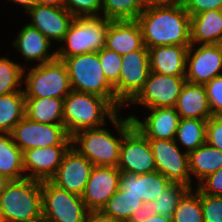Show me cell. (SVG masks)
<instances>
[{"label": "cell", "instance_id": "6da1fadb", "mask_svg": "<svg viewBox=\"0 0 222 222\" xmlns=\"http://www.w3.org/2000/svg\"><path fill=\"white\" fill-rule=\"evenodd\" d=\"M144 46L191 45L190 15L183 4L149 5L138 16Z\"/></svg>", "mask_w": 222, "mask_h": 222}, {"label": "cell", "instance_id": "7a4b0ae2", "mask_svg": "<svg viewBox=\"0 0 222 222\" xmlns=\"http://www.w3.org/2000/svg\"><path fill=\"white\" fill-rule=\"evenodd\" d=\"M118 137L105 126L85 129L72 136V147L85 156L94 166L117 167L124 135L134 126L132 119L123 118L120 112L110 120Z\"/></svg>", "mask_w": 222, "mask_h": 222}, {"label": "cell", "instance_id": "3957f363", "mask_svg": "<svg viewBox=\"0 0 222 222\" xmlns=\"http://www.w3.org/2000/svg\"><path fill=\"white\" fill-rule=\"evenodd\" d=\"M118 113L106 98L75 90L63 101V125L70 137L81 130L105 126L106 119L111 120Z\"/></svg>", "mask_w": 222, "mask_h": 222}, {"label": "cell", "instance_id": "277c9868", "mask_svg": "<svg viewBox=\"0 0 222 222\" xmlns=\"http://www.w3.org/2000/svg\"><path fill=\"white\" fill-rule=\"evenodd\" d=\"M2 222H34L42 218V182L11 180L0 194Z\"/></svg>", "mask_w": 222, "mask_h": 222}, {"label": "cell", "instance_id": "5b68a950", "mask_svg": "<svg viewBox=\"0 0 222 222\" xmlns=\"http://www.w3.org/2000/svg\"><path fill=\"white\" fill-rule=\"evenodd\" d=\"M58 59L66 65L72 90L106 98L116 108L115 90L106 79L98 52Z\"/></svg>", "mask_w": 222, "mask_h": 222}, {"label": "cell", "instance_id": "8992f818", "mask_svg": "<svg viewBox=\"0 0 222 222\" xmlns=\"http://www.w3.org/2000/svg\"><path fill=\"white\" fill-rule=\"evenodd\" d=\"M24 68L23 92L25 98L64 99L71 91L68 70L65 63L56 58L53 61Z\"/></svg>", "mask_w": 222, "mask_h": 222}, {"label": "cell", "instance_id": "52a82bcc", "mask_svg": "<svg viewBox=\"0 0 222 222\" xmlns=\"http://www.w3.org/2000/svg\"><path fill=\"white\" fill-rule=\"evenodd\" d=\"M109 20L103 16L74 18L60 47L57 58L98 52L105 47Z\"/></svg>", "mask_w": 222, "mask_h": 222}, {"label": "cell", "instance_id": "ba28073f", "mask_svg": "<svg viewBox=\"0 0 222 222\" xmlns=\"http://www.w3.org/2000/svg\"><path fill=\"white\" fill-rule=\"evenodd\" d=\"M119 82L114 86L116 109H124L143 89L150 72L149 52L143 46L140 50L122 55Z\"/></svg>", "mask_w": 222, "mask_h": 222}, {"label": "cell", "instance_id": "9c48e42d", "mask_svg": "<svg viewBox=\"0 0 222 222\" xmlns=\"http://www.w3.org/2000/svg\"><path fill=\"white\" fill-rule=\"evenodd\" d=\"M88 212L80 195L42 181V218L47 222H86Z\"/></svg>", "mask_w": 222, "mask_h": 222}, {"label": "cell", "instance_id": "30bf717a", "mask_svg": "<svg viewBox=\"0 0 222 222\" xmlns=\"http://www.w3.org/2000/svg\"><path fill=\"white\" fill-rule=\"evenodd\" d=\"M11 137L22 152L50 146H72V137L64 125L43 124L26 116L13 128Z\"/></svg>", "mask_w": 222, "mask_h": 222}, {"label": "cell", "instance_id": "8fae6325", "mask_svg": "<svg viewBox=\"0 0 222 222\" xmlns=\"http://www.w3.org/2000/svg\"><path fill=\"white\" fill-rule=\"evenodd\" d=\"M156 171L164 175L172 184H181L189 189L194 187L189 172L188 153L175 140L148 139Z\"/></svg>", "mask_w": 222, "mask_h": 222}, {"label": "cell", "instance_id": "7c38bea8", "mask_svg": "<svg viewBox=\"0 0 222 222\" xmlns=\"http://www.w3.org/2000/svg\"><path fill=\"white\" fill-rule=\"evenodd\" d=\"M185 82V76H169L150 71L143 89L127 107L132 104L144 106L145 109L175 107Z\"/></svg>", "mask_w": 222, "mask_h": 222}, {"label": "cell", "instance_id": "4fadbf2b", "mask_svg": "<svg viewBox=\"0 0 222 222\" xmlns=\"http://www.w3.org/2000/svg\"><path fill=\"white\" fill-rule=\"evenodd\" d=\"M222 75V44H191L186 58L185 79L205 84Z\"/></svg>", "mask_w": 222, "mask_h": 222}, {"label": "cell", "instance_id": "5bb4252c", "mask_svg": "<svg viewBox=\"0 0 222 222\" xmlns=\"http://www.w3.org/2000/svg\"><path fill=\"white\" fill-rule=\"evenodd\" d=\"M117 168L120 172L133 174L156 171L148 138L134 126L123 137Z\"/></svg>", "mask_w": 222, "mask_h": 222}, {"label": "cell", "instance_id": "9a60e30c", "mask_svg": "<svg viewBox=\"0 0 222 222\" xmlns=\"http://www.w3.org/2000/svg\"><path fill=\"white\" fill-rule=\"evenodd\" d=\"M93 167L85 156L71 146L49 181L60 189L81 196Z\"/></svg>", "mask_w": 222, "mask_h": 222}, {"label": "cell", "instance_id": "2e32d148", "mask_svg": "<svg viewBox=\"0 0 222 222\" xmlns=\"http://www.w3.org/2000/svg\"><path fill=\"white\" fill-rule=\"evenodd\" d=\"M121 172L117 167L94 166L81 195L88 211H101L120 187Z\"/></svg>", "mask_w": 222, "mask_h": 222}, {"label": "cell", "instance_id": "e0dca14e", "mask_svg": "<svg viewBox=\"0 0 222 222\" xmlns=\"http://www.w3.org/2000/svg\"><path fill=\"white\" fill-rule=\"evenodd\" d=\"M30 26L37 28L51 43H61L74 16L65 7L37 4L26 12Z\"/></svg>", "mask_w": 222, "mask_h": 222}, {"label": "cell", "instance_id": "ac0fdd59", "mask_svg": "<svg viewBox=\"0 0 222 222\" xmlns=\"http://www.w3.org/2000/svg\"><path fill=\"white\" fill-rule=\"evenodd\" d=\"M71 146H50L28 149L23 152L25 178L49 181L60 166Z\"/></svg>", "mask_w": 222, "mask_h": 222}, {"label": "cell", "instance_id": "d6986e66", "mask_svg": "<svg viewBox=\"0 0 222 222\" xmlns=\"http://www.w3.org/2000/svg\"><path fill=\"white\" fill-rule=\"evenodd\" d=\"M147 116L140 120L135 114L128 115L148 139L175 140L180 116L174 107L150 108Z\"/></svg>", "mask_w": 222, "mask_h": 222}, {"label": "cell", "instance_id": "ffe728a7", "mask_svg": "<svg viewBox=\"0 0 222 222\" xmlns=\"http://www.w3.org/2000/svg\"><path fill=\"white\" fill-rule=\"evenodd\" d=\"M12 45L23 56V60L44 64L57 58V52L50 50L52 43L37 29L26 23L18 31ZM50 50V51H49Z\"/></svg>", "mask_w": 222, "mask_h": 222}, {"label": "cell", "instance_id": "44dd1931", "mask_svg": "<svg viewBox=\"0 0 222 222\" xmlns=\"http://www.w3.org/2000/svg\"><path fill=\"white\" fill-rule=\"evenodd\" d=\"M170 184L171 182L158 171L146 174H120V188L125 194L137 195L143 202H153Z\"/></svg>", "mask_w": 222, "mask_h": 222}, {"label": "cell", "instance_id": "7402d4cb", "mask_svg": "<svg viewBox=\"0 0 222 222\" xmlns=\"http://www.w3.org/2000/svg\"><path fill=\"white\" fill-rule=\"evenodd\" d=\"M143 46L142 30L137 20H109L105 48L124 55Z\"/></svg>", "mask_w": 222, "mask_h": 222}, {"label": "cell", "instance_id": "603a6c76", "mask_svg": "<svg viewBox=\"0 0 222 222\" xmlns=\"http://www.w3.org/2000/svg\"><path fill=\"white\" fill-rule=\"evenodd\" d=\"M150 71L169 76H185L187 46L167 45L148 48Z\"/></svg>", "mask_w": 222, "mask_h": 222}, {"label": "cell", "instance_id": "cb8c5ba5", "mask_svg": "<svg viewBox=\"0 0 222 222\" xmlns=\"http://www.w3.org/2000/svg\"><path fill=\"white\" fill-rule=\"evenodd\" d=\"M180 119L208 120L212 116L203 84L185 82L175 104Z\"/></svg>", "mask_w": 222, "mask_h": 222}, {"label": "cell", "instance_id": "d4e9b609", "mask_svg": "<svg viewBox=\"0 0 222 222\" xmlns=\"http://www.w3.org/2000/svg\"><path fill=\"white\" fill-rule=\"evenodd\" d=\"M191 44H222V10L190 16Z\"/></svg>", "mask_w": 222, "mask_h": 222}, {"label": "cell", "instance_id": "484cf974", "mask_svg": "<svg viewBox=\"0 0 222 222\" xmlns=\"http://www.w3.org/2000/svg\"><path fill=\"white\" fill-rule=\"evenodd\" d=\"M191 182L195 187L208 175L222 168V152L207 142L188 154ZM192 176L195 178L193 179Z\"/></svg>", "mask_w": 222, "mask_h": 222}, {"label": "cell", "instance_id": "4316f807", "mask_svg": "<svg viewBox=\"0 0 222 222\" xmlns=\"http://www.w3.org/2000/svg\"><path fill=\"white\" fill-rule=\"evenodd\" d=\"M63 101L60 98H25V116L43 124L63 125Z\"/></svg>", "mask_w": 222, "mask_h": 222}, {"label": "cell", "instance_id": "83f0119b", "mask_svg": "<svg viewBox=\"0 0 222 222\" xmlns=\"http://www.w3.org/2000/svg\"><path fill=\"white\" fill-rule=\"evenodd\" d=\"M0 174L10 180L25 178L23 152L15 145L11 134L8 133H0Z\"/></svg>", "mask_w": 222, "mask_h": 222}, {"label": "cell", "instance_id": "f1b7e54d", "mask_svg": "<svg viewBox=\"0 0 222 222\" xmlns=\"http://www.w3.org/2000/svg\"><path fill=\"white\" fill-rule=\"evenodd\" d=\"M25 117V95L23 91L0 96V133L10 134Z\"/></svg>", "mask_w": 222, "mask_h": 222}, {"label": "cell", "instance_id": "f546056e", "mask_svg": "<svg viewBox=\"0 0 222 222\" xmlns=\"http://www.w3.org/2000/svg\"><path fill=\"white\" fill-rule=\"evenodd\" d=\"M206 120L180 119L175 142L186 153L196 150L206 142Z\"/></svg>", "mask_w": 222, "mask_h": 222}, {"label": "cell", "instance_id": "4dcf8cb0", "mask_svg": "<svg viewBox=\"0 0 222 222\" xmlns=\"http://www.w3.org/2000/svg\"><path fill=\"white\" fill-rule=\"evenodd\" d=\"M146 0H102L101 16L108 20H137Z\"/></svg>", "mask_w": 222, "mask_h": 222}, {"label": "cell", "instance_id": "1f68e13d", "mask_svg": "<svg viewBox=\"0 0 222 222\" xmlns=\"http://www.w3.org/2000/svg\"><path fill=\"white\" fill-rule=\"evenodd\" d=\"M142 204L143 201L140 197L133 194H125L119 187L101 211L121 222H127L132 213Z\"/></svg>", "mask_w": 222, "mask_h": 222}, {"label": "cell", "instance_id": "d6a6232c", "mask_svg": "<svg viewBox=\"0 0 222 222\" xmlns=\"http://www.w3.org/2000/svg\"><path fill=\"white\" fill-rule=\"evenodd\" d=\"M172 222H204L200 190L189 189L178 201Z\"/></svg>", "mask_w": 222, "mask_h": 222}, {"label": "cell", "instance_id": "836d02e7", "mask_svg": "<svg viewBox=\"0 0 222 222\" xmlns=\"http://www.w3.org/2000/svg\"><path fill=\"white\" fill-rule=\"evenodd\" d=\"M27 66L12 61L7 56L0 57V96L23 91V72Z\"/></svg>", "mask_w": 222, "mask_h": 222}, {"label": "cell", "instance_id": "e575fe53", "mask_svg": "<svg viewBox=\"0 0 222 222\" xmlns=\"http://www.w3.org/2000/svg\"><path fill=\"white\" fill-rule=\"evenodd\" d=\"M188 190V187L181 184L171 183L157 199L151 202L152 214H160L172 218L178 201Z\"/></svg>", "mask_w": 222, "mask_h": 222}, {"label": "cell", "instance_id": "d590c367", "mask_svg": "<svg viewBox=\"0 0 222 222\" xmlns=\"http://www.w3.org/2000/svg\"><path fill=\"white\" fill-rule=\"evenodd\" d=\"M98 55L106 79L114 87L119 82L122 55L105 47L98 51Z\"/></svg>", "mask_w": 222, "mask_h": 222}, {"label": "cell", "instance_id": "8d00e7d4", "mask_svg": "<svg viewBox=\"0 0 222 222\" xmlns=\"http://www.w3.org/2000/svg\"><path fill=\"white\" fill-rule=\"evenodd\" d=\"M65 8L75 17L101 16L102 0H65Z\"/></svg>", "mask_w": 222, "mask_h": 222}, {"label": "cell", "instance_id": "74e56055", "mask_svg": "<svg viewBox=\"0 0 222 222\" xmlns=\"http://www.w3.org/2000/svg\"><path fill=\"white\" fill-rule=\"evenodd\" d=\"M200 199L204 222H222V197L200 191Z\"/></svg>", "mask_w": 222, "mask_h": 222}, {"label": "cell", "instance_id": "f35d334b", "mask_svg": "<svg viewBox=\"0 0 222 222\" xmlns=\"http://www.w3.org/2000/svg\"><path fill=\"white\" fill-rule=\"evenodd\" d=\"M212 115L222 116V75L204 84Z\"/></svg>", "mask_w": 222, "mask_h": 222}, {"label": "cell", "instance_id": "ab89813d", "mask_svg": "<svg viewBox=\"0 0 222 222\" xmlns=\"http://www.w3.org/2000/svg\"><path fill=\"white\" fill-rule=\"evenodd\" d=\"M206 142L222 152V116L212 115L206 124Z\"/></svg>", "mask_w": 222, "mask_h": 222}, {"label": "cell", "instance_id": "60d3db41", "mask_svg": "<svg viewBox=\"0 0 222 222\" xmlns=\"http://www.w3.org/2000/svg\"><path fill=\"white\" fill-rule=\"evenodd\" d=\"M196 187L203 194L222 197V168L208 175Z\"/></svg>", "mask_w": 222, "mask_h": 222}, {"label": "cell", "instance_id": "b9f144b4", "mask_svg": "<svg viewBox=\"0 0 222 222\" xmlns=\"http://www.w3.org/2000/svg\"><path fill=\"white\" fill-rule=\"evenodd\" d=\"M183 6L193 16L208 10H222V0H185Z\"/></svg>", "mask_w": 222, "mask_h": 222}, {"label": "cell", "instance_id": "7bdbcfd3", "mask_svg": "<svg viewBox=\"0 0 222 222\" xmlns=\"http://www.w3.org/2000/svg\"><path fill=\"white\" fill-rule=\"evenodd\" d=\"M152 215L151 202H143L142 206L137 208L127 222H144Z\"/></svg>", "mask_w": 222, "mask_h": 222}, {"label": "cell", "instance_id": "ee69618b", "mask_svg": "<svg viewBox=\"0 0 222 222\" xmlns=\"http://www.w3.org/2000/svg\"><path fill=\"white\" fill-rule=\"evenodd\" d=\"M86 222H121L112 216L104 214L102 211H89Z\"/></svg>", "mask_w": 222, "mask_h": 222}, {"label": "cell", "instance_id": "f6af8a7d", "mask_svg": "<svg viewBox=\"0 0 222 222\" xmlns=\"http://www.w3.org/2000/svg\"><path fill=\"white\" fill-rule=\"evenodd\" d=\"M9 1V0H7ZM12 3L17 5H21L23 8V12H27L29 9L35 7L38 3L37 0H10Z\"/></svg>", "mask_w": 222, "mask_h": 222}, {"label": "cell", "instance_id": "bcb514c9", "mask_svg": "<svg viewBox=\"0 0 222 222\" xmlns=\"http://www.w3.org/2000/svg\"><path fill=\"white\" fill-rule=\"evenodd\" d=\"M149 5L183 4L185 0H146Z\"/></svg>", "mask_w": 222, "mask_h": 222}, {"label": "cell", "instance_id": "7dc6e473", "mask_svg": "<svg viewBox=\"0 0 222 222\" xmlns=\"http://www.w3.org/2000/svg\"><path fill=\"white\" fill-rule=\"evenodd\" d=\"M39 5L65 7V0H37Z\"/></svg>", "mask_w": 222, "mask_h": 222}, {"label": "cell", "instance_id": "c3c4849f", "mask_svg": "<svg viewBox=\"0 0 222 222\" xmlns=\"http://www.w3.org/2000/svg\"><path fill=\"white\" fill-rule=\"evenodd\" d=\"M144 222H172V218L160 214H152Z\"/></svg>", "mask_w": 222, "mask_h": 222}, {"label": "cell", "instance_id": "681fc988", "mask_svg": "<svg viewBox=\"0 0 222 222\" xmlns=\"http://www.w3.org/2000/svg\"><path fill=\"white\" fill-rule=\"evenodd\" d=\"M11 182V180L3 175L0 174V194L6 189V186Z\"/></svg>", "mask_w": 222, "mask_h": 222}, {"label": "cell", "instance_id": "f907efd6", "mask_svg": "<svg viewBox=\"0 0 222 222\" xmlns=\"http://www.w3.org/2000/svg\"><path fill=\"white\" fill-rule=\"evenodd\" d=\"M34 222H47V221L45 219H43V218H40L39 220H36Z\"/></svg>", "mask_w": 222, "mask_h": 222}]
</instances>
